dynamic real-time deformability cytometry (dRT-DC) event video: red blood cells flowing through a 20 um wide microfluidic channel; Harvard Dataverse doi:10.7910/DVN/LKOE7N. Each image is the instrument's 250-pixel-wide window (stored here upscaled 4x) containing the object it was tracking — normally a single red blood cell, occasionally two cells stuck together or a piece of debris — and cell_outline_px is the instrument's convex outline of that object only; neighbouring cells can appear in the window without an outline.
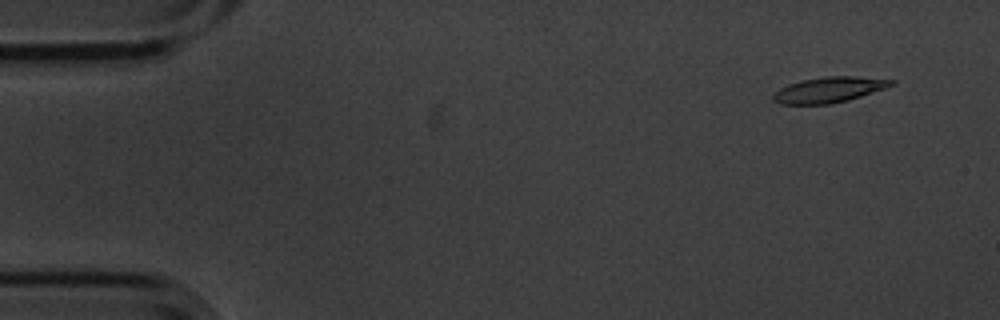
{"species": "common noctule bat (a hibernating species)", "species_latin": "Nyctalus noctula", "temperature_condition": "cold", "stored_images_in_passage": 5, "camera_frame_rate_fps": 3000, "um_per_image_px": 0.085, "animal": {"sex": "male", "body_mass_g": 20.1, "forearm_length_mm": 53.5}, "frame": {"image": 1, "passage_image": 1, "time_ms": 0.0, "image_size_px": [1000, 320], "cell_outline_px": [[896, 84], [848, 100], [828, 104], [780, 104], [772, 100], [772, 96], [780, 88], [788, 84], [800, 80], [824, 76], [856, 76], [896, 80]], "centroid_in_image_um": [70.45, 7.62], "position_along_channel_um": 14.5, "area_um2": 17.57}}
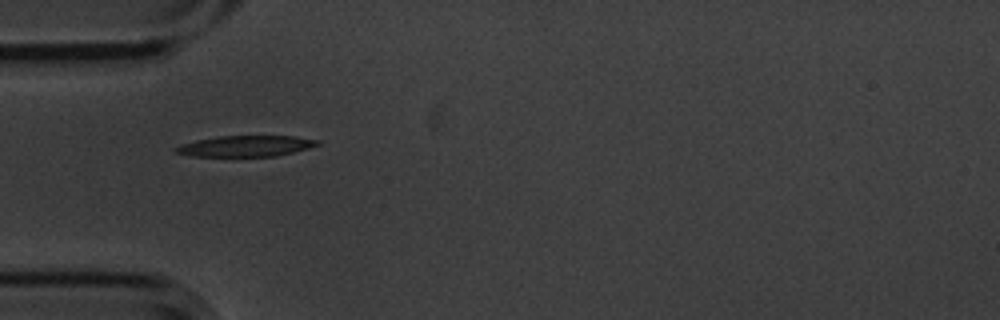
{"frame": {"image": 2, "passage_image": 4, "time_ms": 1.0, "image_size_px": [1000, 320], "cell_outline_px": [[320, 144], [308, 148], [276, 156], [192, 156], [176, 152], [172, 148], [180, 144], [196, 140], [220, 136], [296, 136], [320, 140]], "centroid_in_image_um": [20.88, 12.41], "position_along_channel_um": 64.1, "area_um2": 17.22}}
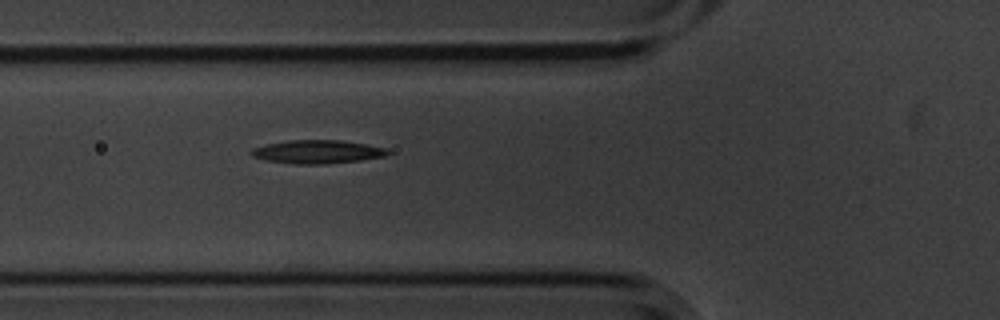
{"frame": {"image": 3, "passage_image": 5, "time_ms": 1.333, "image_size_px": [1000, 320], "cell_outline_px": [[392, 152], [384, 156], [360, 160], [324, 164], [296, 164], [268, 160], [252, 156], [248, 152], [252, 148], [268, 144], [288, 140], [344, 140], [368, 144], [388, 148]], "centroid_in_image_um": [27.02, 12.89], "position_along_channel_um": 98.8, "area_um2": 18.67}}